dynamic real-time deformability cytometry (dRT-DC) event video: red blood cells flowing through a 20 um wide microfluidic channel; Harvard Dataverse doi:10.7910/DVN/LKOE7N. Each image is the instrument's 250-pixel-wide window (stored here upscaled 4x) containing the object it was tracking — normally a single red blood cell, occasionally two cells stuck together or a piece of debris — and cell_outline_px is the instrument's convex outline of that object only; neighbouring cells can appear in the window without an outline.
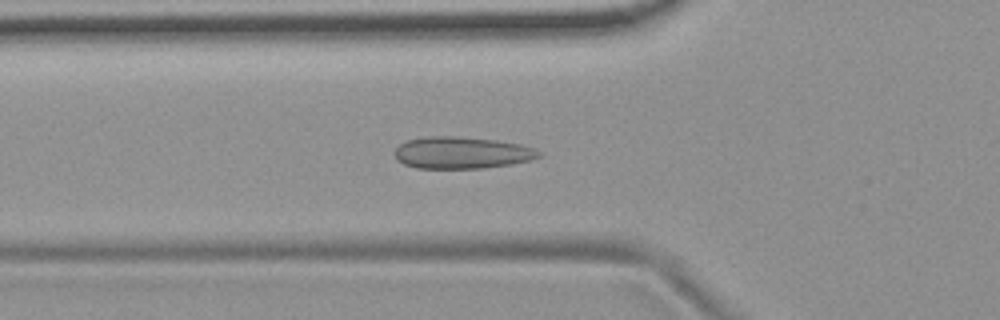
{"species": "common noctule bat (a hibernating species)", "species_latin": "Nyctalus noctula", "temperature_condition": "room temperature", "stored_images_in_passage": 39, "camera_frame_rate_fps": 3000, "um_per_image_px": 0.085, "animal": {"sex": "female", "body_mass_g": 19.9}, "frame": {"image": 1, "passage_image": 4, "time_ms": 1.0, "image_size_px": [1000, 320], "cell_outline_px": [[544, 156], [532, 160], [512, 164], [484, 168], [416, 168], [404, 164], [396, 160], [396, 148], [400, 144], [408, 140], [424, 136], [460, 136], [496, 140], [520, 144], [544, 152]], "centroid_in_image_um": [39.3, 12.98], "position_along_channel_um": 86.5, "area_um2": 27.05}}
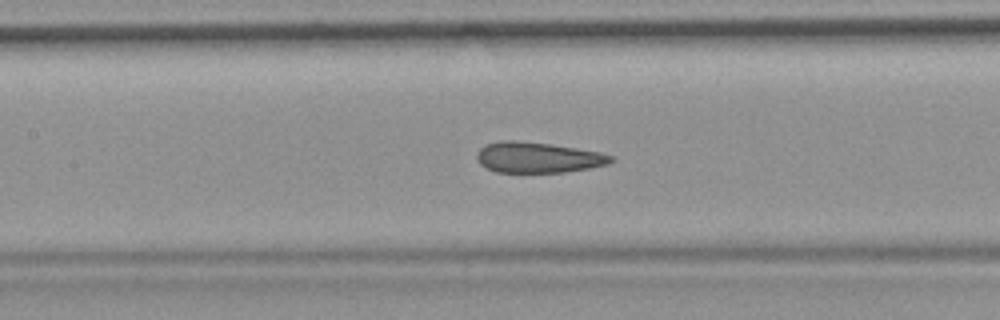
{"frame": {"image": 2, "passage_image": 10, "time_ms": 3.0, "image_size_px": [1000, 320], "cell_outline_px": [[612, 160], [608, 164], [592, 168], [564, 172], [496, 172], [480, 164], [476, 160], [476, 152], [484, 144], [500, 140], [516, 140], [552, 144], [600, 152], [612, 156]], "centroid_in_image_um": [45.68, 13.37], "position_along_channel_um": 161.7, "area_um2": 24.1}}
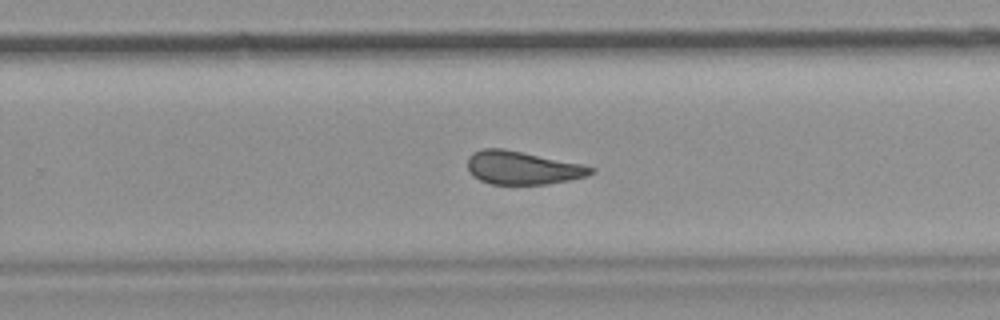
{"frame": {"image": 3, "passage_image": 20, "time_ms": 6.333, "image_size_px": [1000, 320], "cell_outline_px": [[596, 168], [588, 176], [548, 184], [492, 184], [480, 180], [468, 168], [468, 156], [472, 152], [484, 148], [504, 148], [580, 164]], "centroid_in_image_um": [44.4, 14.26], "position_along_channel_um": 285.4, "area_um2": 23.58}, "authors_computed_cell_mechanics": {"area_um2": 24.6228, "velocity_mm_per_s": 3.7302, "shape_relaxation_time_tau1_ms": null, "shape_relaxation_time_tau2_ms": 1.7652, "deformation_change_tau1": null, "deformation_change_tau2": 0.0804}}